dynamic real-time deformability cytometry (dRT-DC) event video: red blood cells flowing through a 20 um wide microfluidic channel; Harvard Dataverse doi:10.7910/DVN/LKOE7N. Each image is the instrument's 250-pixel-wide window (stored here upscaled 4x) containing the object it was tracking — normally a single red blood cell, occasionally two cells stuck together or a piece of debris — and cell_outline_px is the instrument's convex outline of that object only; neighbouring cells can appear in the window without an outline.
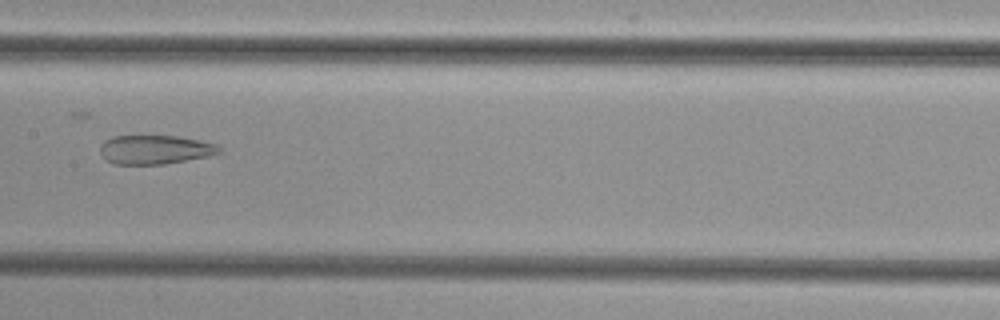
{"species": "common noctule bat (a hibernating species)", "species_latin": "Nyctalus noctula", "temperature_condition": "cold", "stored_images_in_passage": 7, "camera_frame_rate_fps": 3000, "um_per_image_px": 0.085, "animal": {"sex": "female", "body_mass_g": 29.2, "forearm_length_mm": 56.3}, "frame": {"image": 1, "passage_image": 7, "time_ms": 2.0, "image_size_px": [1000, 320], "cell_outline_px": [[220, 152], [208, 156], [164, 164], [112, 164], [104, 160], [100, 152], [100, 144], [104, 140], [112, 136], [176, 136], [216, 144], [220, 148]], "centroid_in_image_um": [13.09, 12.72], "position_along_channel_um": 194.3, "area_um2": 20.06}}